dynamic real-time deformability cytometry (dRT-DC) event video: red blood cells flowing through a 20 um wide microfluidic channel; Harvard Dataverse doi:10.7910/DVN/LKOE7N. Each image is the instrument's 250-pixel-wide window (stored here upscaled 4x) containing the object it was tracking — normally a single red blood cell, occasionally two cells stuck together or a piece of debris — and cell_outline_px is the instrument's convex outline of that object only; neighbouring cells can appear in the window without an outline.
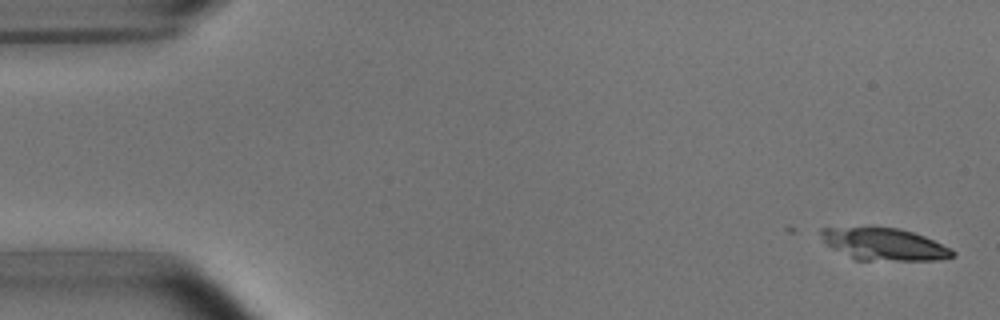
{"species": "common noctule bat (a hibernating species)", "species_latin": "Nyctalus noctula", "temperature_condition": "room temperature", "stored_images_in_passage": 6, "camera_frame_rate_fps": 3000, "um_per_image_px": 0.085, "animal": {"sex": "male", "body_mass_g": 15.6}, "frame": {"image": 1, "passage_image": 2, "time_ms": 1.333, "image_size_px": [1000, 320], "cell_outline_px": [[956, 256], [940, 260], [856, 260], [832, 248], [824, 240], [820, 232], [820, 228], [900, 228], [924, 236], [952, 248], [956, 252]], "centroid_in_image_um": [75.23, 20.78], "position_along_channel_um": 9.8, "area_um2": 24.39}}